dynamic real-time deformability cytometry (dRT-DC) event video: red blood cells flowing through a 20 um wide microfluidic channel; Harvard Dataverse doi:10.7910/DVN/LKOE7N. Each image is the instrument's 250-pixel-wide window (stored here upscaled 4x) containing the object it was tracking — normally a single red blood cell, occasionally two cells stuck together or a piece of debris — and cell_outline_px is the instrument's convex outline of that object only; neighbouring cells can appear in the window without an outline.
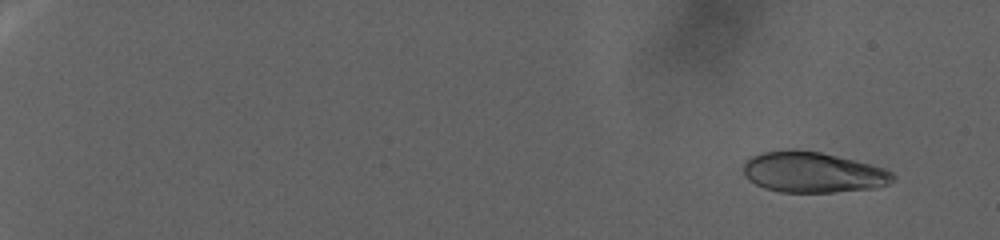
{"species": "human", "species_latin": "Homo sapiens", "temperature_condition": "warm", "stored_images_in_passage": 108, "camera_frame_rate_fps": 3000, "um_per_image_px": 0.085, "donor": {"sex": "female"}, "frame": {"image": 1, "passage_image": 9, "time_ms": 2.667, "image_size_px": [1000, 240], "cell_outline_px": [[896, 176], [888, 184], [872, 188], [832, 192], [780, 192], [764, 188], [748, 180], [744, 176], [744, 164], [752, 156], [760, 152], [788, 148], [796, 148], [820, 152], [884, 168], [892, 172]], "centroid_in_image_um": [69.04, 14.63], "position_along_channel_um": 16.0, "area_um2": 35.43}}
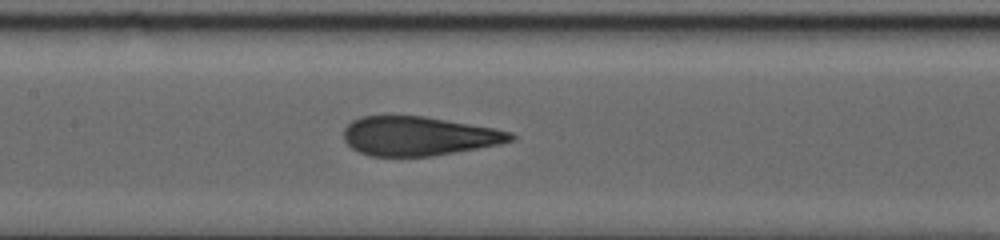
{"frame": {"image": 2, "passage_image": 62, "time_ms": 20.333, "image_size_px": [1000, 240], "cell_outline_px": [[516, 136], [512, 140], [500, 144], [432, 156], [368, 156], [352, 148], [344, 140], [344, 128], [352, 120], [360, 116], [424, 116], [492, 128], [512, 132]], "centroid_in_image_um": [35.55, 11.57], "position_along_channel_um": 171.8, "area_um2": 37.8}}
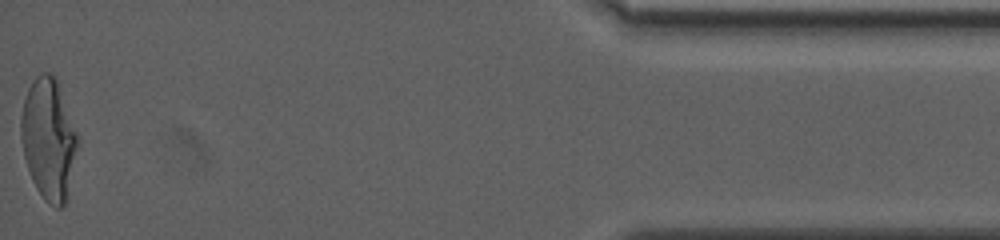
{"frame": {"image": 3, "passage_image": 108, "time_ms": 35.667, "image_size_px": [1000, 240], "cell_outline_px": [[80, 144], [68, 204], [60, 208], [56, 208], [48, 204], [44, 200], [36, 188], [32, 180], [24, 156], [20, 136], [20, 120], [24, 100], [28, 88], [32, 80], [40, 72], [52, 72], [56, 76], [80, 136]], "centroid_in_image_um": [4.2, 11.85], "position_along_channel_um": 431.0, "area_um2": 41.73}}